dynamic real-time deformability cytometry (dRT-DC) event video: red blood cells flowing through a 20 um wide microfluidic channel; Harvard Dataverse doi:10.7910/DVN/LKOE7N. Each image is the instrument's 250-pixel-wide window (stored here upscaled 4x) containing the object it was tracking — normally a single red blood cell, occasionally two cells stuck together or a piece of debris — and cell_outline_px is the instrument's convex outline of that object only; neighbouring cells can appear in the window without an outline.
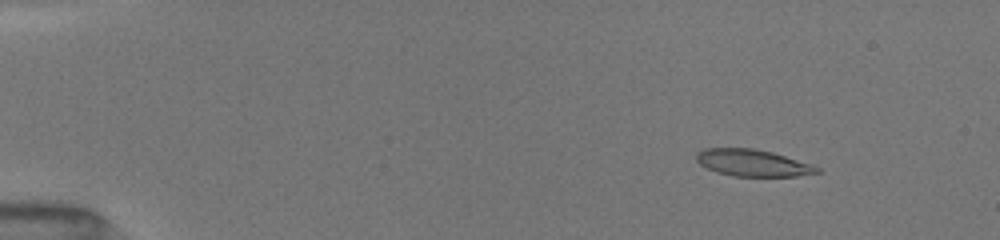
{"species": "common noctule bat (a hibernating species)", "species_latin": "Nyctalus noctula", "temperature_condition": "room temperature", "stored_images_in_passage": 28, "camera_frame_rate_fps": 3000, "um_per_image_px": 0.085, "animal": {"sex": "female", "body_mass_g": 19.5, "forearm_length_mm": 54.1}, "frame": {"image": 1, "passage_image": 4, "time_ms": 2.0, "image_size_px": [1000, 240], "cell_outline_px": [[820, 172], [796, 176], [732, 176], [716, 172], [700, 164], [696, 160], [696, 156], [700, 152], [708, 148], [752, 148], [772, 152], [820, 168]], "centroid_in_image_um": [63.95, 13.85], "position_along_channel_um": 21.0, "area_um2": 18.44}}
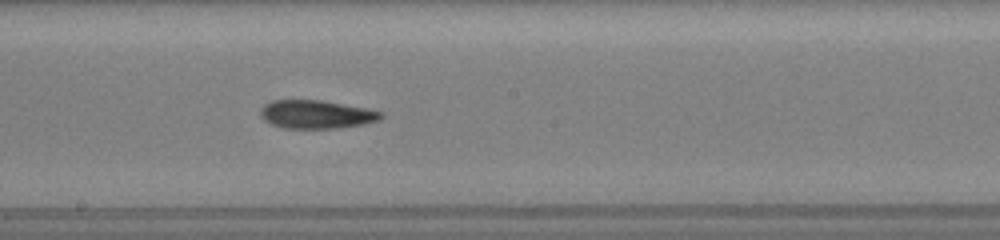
{"frame": {"image": 2, "passage_image": 13, "time_ms": 9.667, "image_size_px": [1000, 240], "cell_outline_px": [[384, 116], [380, 120], [364, 124], [340, 128], [280, 128], [264, 120], [260, 112], [264, 104], [272, 100], [320, 100], [364, 108], [384, 112]], "centroid_in_image_um": [26.9, 9.73], "position_along_channel_um": 221.3, "area_um2": 19.88}}
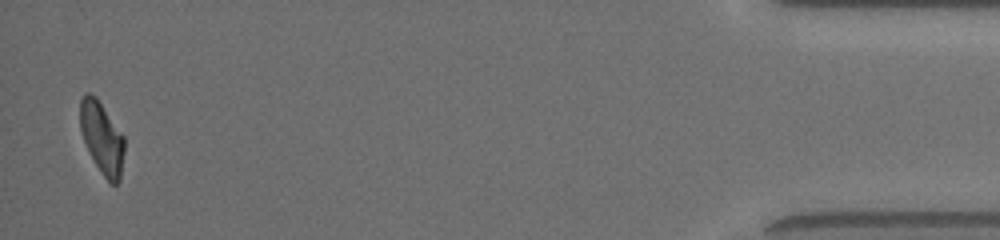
{"frame": {"image": 3, "passage_image": 28, "time_ms": 16.667, "image_size_px": [1000, 240], "cell_outline_px": [[124, 152], [120, 180], [116, 184], [112, 184], [104, 176], [96, 164], [84, 140], [80, 128], [80, 96], [84, 92], [88, 92], [96, 96], [124, 136]], "centroid_in_image_um": [8.66, 11.66], "position_along_channel_um": 426.5, "area_um2": 18.38}, "authors_computed_cell_mechanics": {"area_um2": 19.2763, "velocity_mm_per_s": 4.0504, "shape_relaxation_time_tau1_ms": 8.1081, "shape_relaxation_time_tau2_ms": 2.8161, "deformation_change_tau1": 0.2587, "deformation_change_tau2": 0.1006}}